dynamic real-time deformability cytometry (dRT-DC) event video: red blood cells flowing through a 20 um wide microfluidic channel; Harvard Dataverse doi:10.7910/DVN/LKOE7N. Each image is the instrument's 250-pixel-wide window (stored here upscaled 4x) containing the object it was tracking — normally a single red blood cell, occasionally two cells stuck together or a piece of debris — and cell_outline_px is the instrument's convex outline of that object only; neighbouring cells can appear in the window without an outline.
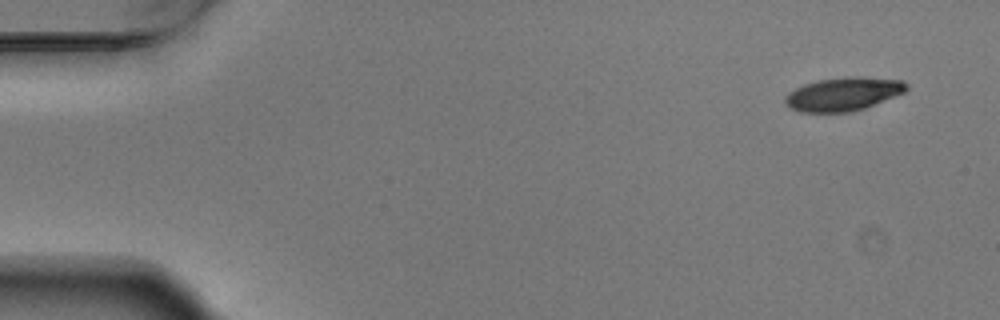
{"species": "Egyptian fruit bat (a non-hibernating species)", "species_latin": "Rousettus aegyptiacus", "temperature_condition": "warm", "stored_images_in_passage": 5, "camera_frame_rate_fps": 3000, "um_per_image_px": 0.085, "animal": {"sex": "male"}, "frame": {"image": 1, "passage_image": 1, "time_ms": 0.0, "image_size_px": [1000, 320], "cell_outline_px": [[908, 88], [904, 92], [864, 108], [848, 112], [800, 112], [784, 104], [784, 96], [788, 92], [804, 84], [820, 80], [904, 80], [908, 84]], "centroid_in_image_um": [71.58, 8.06], "position_along_channel_um": 13.4, "area_um2": 22.25}}
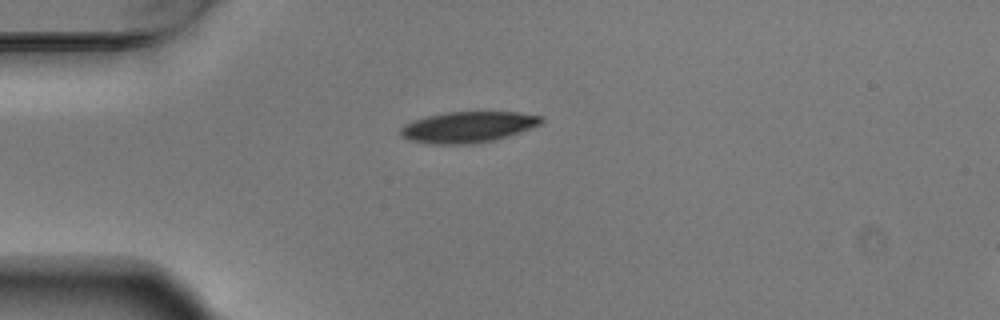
{"frame": {"image": 2, "passage_image": 4, "time_ms": 1.0, "image_size_px": [1000, 320], "cell_outline_px": [[544, 120], [540, 124], [508, 136], [492, 140], [472, 144], [428, 144], [408, 140], [400, 136], [400, 128], [404, 124], [412, 120], [428, 116], [448, 112], [516, 112], [544, 116]], "centroid_in_image_um": [39.73, 10.8], "position_along_channel_um": 45.3, "area_um2": 25.43}}